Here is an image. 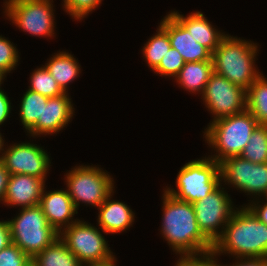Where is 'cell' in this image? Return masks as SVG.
I'll list each match as a JSON object with an SVG mask.
<instances>
[{
  "mask_svg": "<svg viewBox=\"0 0 267 266\" xmlns=\"http://www.w3.org/2000/svg\"><path fill=\"white\" fill-rule=\"evenodd\" d=\"M161 234L180 258L210 256L213 244L203 235L193 204L178 200L164 190Z\"/></svg>",
  "mask_w": 267,
  "mask_h": 266,
  "instance_id": "6da1fadb",
  "label": "cell"
},
{
  "mask_svg": "<svg viewBox=\"0 0 267 266\" xmlns=\"http://www.w3.org/2000/svg\"><path fill=\"white\" fill-rule=\"evenodd\" d=\"M222 253L236 258H267V225L246 205L234 210L210 257Z\"/></svg>",
  "mask_w": 267,
  "mask_h": 266,
  "instance_id": "7a4b0ae2",
  "label": "cell"
},
{
  "mask_svg": "<svg viewBox=\"0 0 267 266\" xmlns=\"http://www.w3.org/2000/svg\"><path fill=\"white\" fill-rule=\"evenodd\" d=\"M257 52L254 42L226 35L212 53L214 72L247 91L261 75L254 66Z\"/></svg>",
  "mask_w": 267,
  "mask_h": 266,
  "instance_id": "3957f363",
  "label": "cell"
},
{
  "mask_svg": "<svg viewBox=\"0 0 267 266\" xmlns=\"http://www.w3.org/2000/svg\"><path fill=\"white\" fill-rule=\"evenodd\" d=\"M258 125L247 109L209 123L204 138L217 154L210 156L211 159L220 163L224 159L240 156Z\"/></svg>",
  "mask_w": 267,
  "mask_h": 266,
  "instance_id": "277c9868",
  "label": "cell"
},
{
  "mask_svg": "<svg viewBox=\"0 0 267 266\" xmlns=\"http://www.w3.org/2000/svg\"><path fill=\"white\" fill-rule=\"evenodd\" d=\"M8 219L11 241L31 259L59 238V233L47 222L40 205L24 207Z\"/></svg>",
  "mask_w": 267,
  "mask_h": 266,
  "instance_id": "5b68a950",
  "label": "cell"
},
{
  "mask_svg": "<svg viewBox=\"0 0 267 266\" xmlns=\"http://www.w3.org/2000/svg\"><path fill=\"white\" fill-rule=\"evenodd\" d=\"M219 163L210 157L192 160L180 168L177 178V190L166 188V192L178 200L191 204L205 198L221 183Z\"/></svg>",
  "mask_w": 267,
  "mask_h": 266,
  "instance_id": "8992f818",
  "label": "cell"
},
{
  "mask_svg": "<svg viewBox=\"0 0 267 266\" xmlns=\"http://www.w3.org/2000/svg\"><path fill=\"white\" fill-rule=\"evenodd\" d=\"M65 179L68 194L77 210L80 202L98 208L115 188L114 180L107 171L96 166H76Z\"/></svg>",
  "mask_w": 267,
  "mask_h": 266,
  "instance_id": "52a82bcc",
  "label": "cell"
},
{
  "mask_svg": "<svg viewBox=\"0 0 267 266\" xmlns=\"http://www.w3.org/2000/svg\"><path fill=\"white\" fill-rule=\"evenodd\" d=\"M59 237L84 266L108 262L115 256L99 228L88 222L72 223L62 229Z\"/></svg>",
  "mask_w": 267,
  "mask_h": 266,
  "instance_id": "ba28073f",
  "label": "cell"
},
{
  "mask_svg": "<svg viewBox=\"0 0 267 266\" xmlns=\"http://www.w3.org/2000/svg\"><path fill=\"white\" fill-rule=\"evenodd\" d=\"M53 0H7L4 13L23 32L34 36H54Z\"/></svg>",
  "mask_w": 267,
  "mask_h": 266,
  "instance_id": "9c48e42d",
  "label": "cell"
},
{
  "mask_svg": "<svg viewBox=\"0 0 267 266\" xmlns=\"http://www.w3.org/2000/svg\"><path fill=\"white\" fill-rule=\"evenodd\" d=\"M221 186L220 184L205 198L193 203L199 229L213 245L221 237L235 210L230 196ZM220 227L221 231L218 230Z\"/></svg>",
  "mask_w": 267,
  "mask_h": 266,
  "instance_id": "30bf717a",
  "label": "cell"
},
{
  "mask_svg": "<svg viewBox=\"0 0 267 266\" xmlns=\"http://www.w3.org/2000/svg\"><path fill=\"white\" fill-rule=\"evenodd\" d=\"M221 181L253 196L267 194V163H253L241 156L219 163ZM227 182V183H226Z\"/></svg>",
  "mask_w": 267,
  "mask_h": 266,
  "instance_id": "8fae6325",
  "label": "cell"
},
{
  "mask_svg": "<svg viewBox=\"0 0 267 266\" xmlns=\"http://www.w3.org/2000/svg\"><path fill=\"white\" fill-rule=\"evenodd\" d=\"M202 99L213 114L212 122L246 110V91L215 72L204 88Z\"/></svg>",
  "mask_w": 267,
  "mask_h": 266,
  "instance_id": "7c38bea8",
  "label": "cell"
},
{
  "mask_svg": "<svg viewBox=\"0 0 267 266\" xmlns=\"http://www.w3.org/2000/svg\"><path fill=\"white\" fill-rule=\"evenodd\" d=\"M0 155V162L10 175L26 174L46 181L51 161L46 150L39 145L30 142L15 143L3 150Z\"/></svg>",
  "mask_w": 267,
  "mask_h": 266,
  "instance_id": "4fadbf2b",
  "label": "cell"
},
{
  "mask_svg": "<svg viewBox=\"0 0 267 266\" xmlns=\"http://www.w3.org/2000/svg\"><path fill=\"white\" fill-rule=\"evenodd\" d=\"M160 25L167 31L171 47L182 55L185 62L212 61V53L198 43L171 13L161 20Z\"/></svg>",
  "mask_w": 267,
  "mask_h": 266,
  "instance_id": "5bb4252c",
  "label": "cell"
},
{
  "mask_svg": "<svg viewBox=\"0 0 267 266\" xmlns=\"http://www.w3.org/2000/svg\"><path fill=\"white\" fill-rule=\"evenodd\" d=\"M74 107L68 92L57 97L48 98L43 103L42 119L28 132L31 136L56 134L63 129L73 117Z\"/></svg>",
  "mask_w": 267,
  "mask_h": 266,
  "instance_id": "9a60e30c",
  "label": "cell"
},
{
  "mask_svg": "<svg viewBox=\"0 0 267 266\" xmlns=\"http://www.w3.org/2000/svg\"><path fill=\"white\" fill-rule=\"evenodd\" d=\"M39 205L46 216L48 224L58 233L79 220H73L74 215L78 212L67 189L49 191L48 193L43 189Z\"/></svg>",
  "mask_w": 267,
  "mask_h": 266,
  "instance_id": "2e32d148",
  "label": "cell"
},
{
  "mask_svg": "<svg viewBox=\"0 0 267 266\" xmlns=\"http://www.w3.org/2000/svg\"><path fill=\"white\" fill-rule=\"evenodd\" d=\"M45 181L26 174L10 175L3 203L11 206L32 207L40 204Z\"/></svg>",
  "mask_w": 267,
  "mask_h": 266,
  "instance_id": "e0dca14e",
  "label": "cell"
},
{
  "mask_svg": "<svg viewBox=\"0 0 267 266\" xmlns=\"http://www.w3.org/2000/svg\"><path fill=\"white\" fill-rule=\"evenodd\" d=\"M112 192L98 207V226L104 233H121L128 230L134 223L135 214L127 204L120 201H110Z\"/></svg>",
  "mask_w": 267,
  "mask_h": 266,
  "instance_id": "ac0fdd59",
  "label": "cell"
},
{
  "mask_svg": "<svg viewBox=\"0 0 267 266\" xmlns=\"http://www.w3.org/2000/svg\"><path fill=\"white\" fill-rule=\"evenodd\" d=\"M193 36V38L206 47L211 53L220 44L221 40L226 36L224 32H220L205 18L200 11L183 16L178 11L170 12Z\"/></svg>",
  "mask_w": 267,
  "mask_h": 266,
  "instance_id": "d6986e66",
  "label": "cell"
},
{
  "mask_svg": "<svg viewBox=\"0 0 267 266\" xmlns=\"http://www.w3.org/2000/svg\"><path fill=\"white\" fill-rule=\"evenodd\" d=\"M213 73L212 61L186 62L175 78L185 90L202 94Z\"/></svg>",
  "mask_w": 267,
  "mask_h": 266,
  "instance_id": "ffe728a7",
  "label": "cell"
},
{
  "mask_svg": "<svg viewBox=\"0 0 267 266\" xmlns=\"http://www.w3.org/2000/svg\"><path fill=\"white\" fill-rule=\"evenodd\" d=\"M79 62L73 55L65 51L55 53L45 64L47 71L53 76L60 88L68 92L67 85L76 79L81 71Z\"/></svg>",
  "mask_w": 267,
  "mask_h": 266,
  "instance_id": "44dd1931",
  "label": "cell"
},
{
  "mask_svg": "<svg viewBox=\"0 0 267 266\" xmlns=\"http://www.w3.org/2000/svg\"><path fill=\"white\" fill-rule=\"evenodd\" d=\"M32 263L35 266H84L60 237L36 254L32 258Z\"/></svg>",
  "mask_w": 267,
  "mask_h": 266,
  "instance_id": "7402d4cb",
  "label": "cell"
},
{
  "mask_svg": "<svg viewBox=\"0 0 267 266\" xmlns=\"http://www.w3.org/2000/svg\"><path fill=\"white\" fill-rule=\"evenodd\" d=\"M246 109L259 125L267 124V80L263 74L246 91Z\"/></svg>",
  "mask_w": 267,
  "mask_h": 266,
  "instance_id": "603a6c76",
  "label": "cell"
},
{
  "mask_svg": "<svg viewBox=\"0 0 267 266\" xmlns=\"http://www.w3.org/2000/svg\"><path fill=\"white\" fill-rule=\"evenodd\" d=\"M47 100L48 97L29 89L25 92L20 101L19 116L27 132L37 124L38 119H42L43 103Z\"/></svg>",
  "mask_w": 267,
  "mask_h": 266,
  "instance_id": "cb8c5ba5",
  "label": "cell"
},
{
  "mask_svg": "<svg viewBox=\"0 0 267 266\" xmlns=\"http://www.w3.org/2000/svg\"><path fill=\"white\" fill-rule=\"evenodd\" d=\"M157 30V33L148 39V42L142 49V54L152 70L160 64L163 56H165L171 48L167 31L161 25H159Z\"/></svg>",
  "mask_w": 267,
  "mask_h": 266,
  "instance_id": "d4e9b609",
  "label": "cell"
},
{
  "mask_svg": "<svg viewBox=\"0 0 267 266\" xmlns=\"http://www.w3.org/2000/svg\"><path fill=\"white\" fill-rule=\"evenodd\" d=\"M240 156L253 163H267L266 125H258L255 128Z\"/></svg>",
  "mask_w": 267,
  "mask_h": 266,
  "instance_id": "484cf974",
  "label": "cell"
},
{
  "mask_svg": "<svg viewBox=\"0 0 267 266\" xmlns=\"http://www.w3.org/2000/svg\"><path fill=\"white\" fill-rule=\"evenodd\" d=\"M30 79L29 90L45 97H57L65 93L44 66L35 69Z\"/></svg>",
  "mask_w": 267,
  "mask_h": 266,
  "instance_id": "4316f807",
  "label": "cell"
},
{
  "mask_svg": "<svg viewBox=\"0 0 267 266\" xmlns=\"http://www.w3.org/2000/svg\"><path fill=\"white\" fill-rule=\"evenodd\" d=\"M185 63L182 55L175 48L171 47L153 71L162 76H172L175 78Z\"/></svg>",
  "mask_w": 267,
  "mask_h": 266,
  "instance_id": "83f0119b",
  "label": "cell"
},
{
  "mask_svg": "<svg viewBox=\"0 0 267 266\" xmlns=\"http://www.w3.org/2000/svg\"><path fill=\"white\" fill-rule=\"evenodd\" d=\"M102 0H63L64 10L69 13L72 18L81 20L95 10Z\"/></svg>",
  "mask_w": 267,
  "mask_h": 266,
  "instance_id": "f1b7e54d",
  "label": "cell"
},
{
  "mask_svg": "<svg viewBox=\"0 0 267 266\" xmlns=\"http://www.w3.org/2000/svg\"><path fill=\"white\" fill-rule=\"evenodd\" d=\"M18 50L5 37L0 36V69L6 74L15 69L18 65Z\"/></svg>",
  "mask_w": 267,
  "mask_h": 266,
  "instance_id": "f546056e",
  "label": "cell"
},
{
  "mask_svg": "<svg viewBox=\"0 0 267 266\" xmlns=\"http://www.w3.org/2000/svg\"><path fill=\"white\" fill-rule=\"evenodd\" d=\"M32 259L14 243L0 251V266H27Z\"/></svg>",
  "mask_w": 267,
  "mask_h": 266,
  "instance_id": "4dcf8cb0",
  "label": "cell"
},
{
  "mask_svg": "<svg viewBox=\"0 0 267 266\" xmlns=\"http://www.w3.org/2000/svg\"><path fill=\"white\" fill-rule=\"evenodd\" d=\"M175 266H215V262L210 256L203 258H179Z\"/></svg>",
  "mask_w": 267,
  "mask_h": 266,
  "instance_id": "1f68e13d",
  "label": "cell"
},
{
  "mask_svg": "<svg viewBox=\"0 0 267 266\" xmlns=\"http://www.w3.org/2000/svg\"><path fill=\"white\" fill-rule=\"evenodd\" d=\"M211 258L214 260L215 266H227V265L217 264V259H215V257ZM236 259L237 262L229 266H267V258H236ZM238 259L240 260L238 261Z\"/></svg>",
  "mask_w": 267,
  "mask_h": 266,
  "instance_id": "d6a6232c",
  "label": "cell"
},
{
  "mask_svg": "<svg viewBox=\"0 0 267 266\" xmlns=\"http://www.w3.org/2000/svg\"><path fill=\"white\" fill-rule=\"evenodd\" d=\"M11 113V103L6 93L0 87V125H2Z\"/></svg>",
  "mask_w": 267,
  "mask_h": 266,
  "instance_id": "836d02e7",
  "label": "cell"
},
{
  "mask_svg": "<svg viewBox=\"0 0 267 266\" xmlns=\"http://www.w3.org/2000/svg\"><path fill=\"white\" fill-rule=\"evenodd\" d=\"M267 201V200H266ZM259 202L261 201H257L255 200V202L253 201V203L246 205L254 214L255 216L262 222L265 223L267 225V202H264L261 204H259Z\"/></svg>",
  "mask_w": 267,
  "mask_h": 266,
  "instance_id": "e575fe53",
  "label": "cell"
},
{
  "mask_svg": "<svg viewBox=\"0 0 267 266\" xmlns=\"http://www.w3.org/2000/svg\"><path fill=\"white\" fill-rule=\"evenodd\" d=\"M11 241L8 221H0V251L8 246Z\"/></svg>",
  "mask_w": 267,
  "mask_h": 266,
  "instance_id": "d590c367",
  "label": "cell"
},
{
  "mask_svg": "<svg viewBox=\"0 0 267 266\" xmlns=\"http://www.w3.org/2000/svg\"><path fill=\"white\" fill-rule=\"evenodd\" d=\"M9 176H10V173L4 167V165L0 162V202L4 201L6 191H7Z\"/></svg>",
  "mask_w": 267,
  "mask_h": 266,
  "instance_id": "8d00e7d4",
  "label": "cell"
},
{
  "mask_svg": "<svg viewBox=\"0 0 267 266\" xmlns=\"http://www.w3.org/2000/svg\"><path fill=\"white\" fill-rule=\"evenodd\" d=\"M116 257H114L112 260L104 263H98V264H92L88 266H116L115 265Z\"/></svg>",
  "mask_w": 267,
  "mask_h": 266,
  "instance_id": "74e56055",
  "label": "cell"
},
{
  "mask_svg": "<svg viewBox=\"0 0 267 266\" xmlns=\"http://www.w3.org/2000/svg\"><path fill=\"white\" fill-rule=\"evenodd\" d=\"M3 147H4V139H3V137H2V135L0 133V153H2L1 151L4 150ZM0 157H1V155H0Z\"/></svg>",
  "mask_w": 267,
  "mask_h": 266,
  "instance_id": "f35d334b",
  "label": "cell"
},
{
  "mask_svg": "<svg viewBox=\"0 0 267 266\" xmlns=\"http://www.w3.org/2000/svg\"><path fill=\"white\" fill-rule=\"evenodd\" d=\"M6 74L0 69V86L3 83V80L5 79Z\"/></svg>",
  "mask_w": 267,
  "mask_h": 266,
  "instance_id": "ab89813d",
  "label": "cell"
},
{
  "mask_svg": "<svg viewBox=\"0 0 267 266\" xmlns=\"http://www.w3.org/2000/svg\"><path fill=\"white\" fill-rule=\"evenodd\" d=\"M27 266H35L33 263H32V261H31V263L30 264H28Z\"/></svg>",
  "mask_w": 267,
  "mask_h": 266,
  "instance_id": "60d3db41",
  "label": "cell"
}]
</instances>
